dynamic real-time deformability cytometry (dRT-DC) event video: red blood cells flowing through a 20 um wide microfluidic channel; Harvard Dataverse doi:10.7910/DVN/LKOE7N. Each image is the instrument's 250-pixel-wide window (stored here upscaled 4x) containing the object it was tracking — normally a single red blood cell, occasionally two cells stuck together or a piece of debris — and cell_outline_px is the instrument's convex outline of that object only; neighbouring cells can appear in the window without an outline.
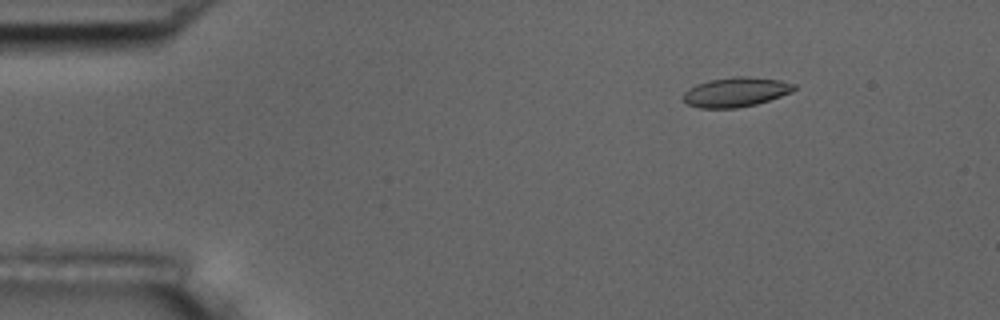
{"species": "common noctule bat (a hibernating species)", "species_latin": "Nyctalus noctula", "temperature_condition": "room temperature", "stored_images_in_passage": 56, "camera_frame_rate_fps": 3000, "um_per_image_px": 0.085, "animal": {"sex": "male", "body_mass_g": 17.5, "forearm_length_mm": 52.3}, "frame": {"image": 1, "passage_image": 8, "time_ms": 2.333, "image_size_px": [1000, 320], "cell_outline_px": [[796, 88], [792, 92], [756, 104], [736, 108], [700, 108], [688, 104], [684, 100], [684, 92], [696, 84], [708, 80], [732, 76], [748, 76], [780, 80], [796, 84]], "centroid_in_image_um": [62.56, 7.81], "position_along_channel_um": 22.4, "area_um2": 19.07}}
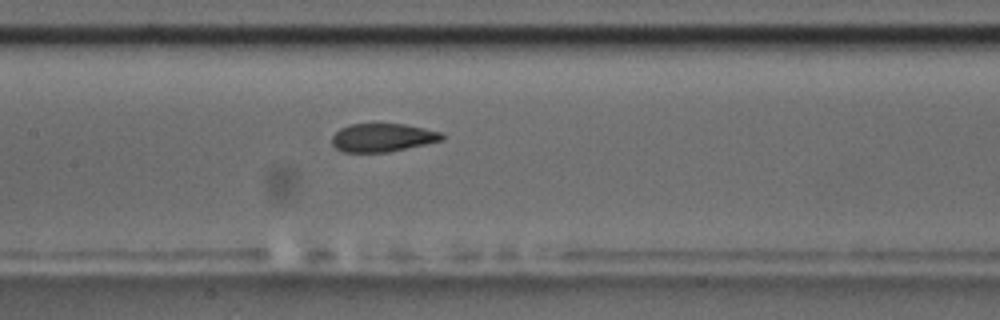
{"frame": {"image": 2, "passage_image": 27, "time_ms": 8.667, "image_size_px": [1000, 320], "cell_outline_px": [[444, 136], [440, 140], [424, 144], [388, 152], [344, 152], [336, 148], [332, 144], [332, 136], [340, 128], [348, 124], [404, 124], [444, 132]], "centroid_in_image_um": [32.49, 11.69], "position_along_channel_um": 174.9, "area_um2": 18.03}}
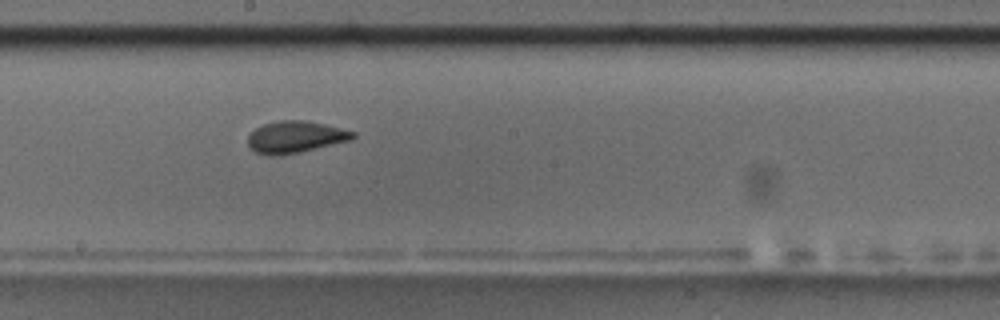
{"frame": {"image": 3, "passage_image": 31, "time_ms": 10.0, "image_size_px": [1000, 320], "cell_outline_px": [[356, 136], [352, 140], [300, 152], [280, 156], [272, 156], [256, 152], [248, 144], [248, 136], [256, 128], [264, 124], [280, 120], [304, 120], [324, 124], [356, 132]], "centroid_in_image_um": [25.13, 11.65], "position_along_channel_um": 223.1, "area_um2": 19.42}, "authors_computed_cell_mechanics": {"area_um2": 19.1029, "velocity_mm_per_s": 3.6312, "shape_relaxation_time_tau1_ms": 3.4622, "shape_relaxation_time_tau2_ms": 1.3047, "deformation_change_tau1": 0.1386, "deformation_change_tau2": 0.0742}}